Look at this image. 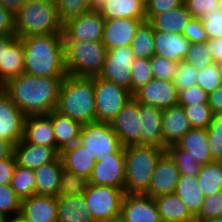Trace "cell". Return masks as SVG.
<instances>
[{"instance_id": "d4e9b609", "label": "cell", "mask_w": 222, "mask_h": 222, "mask_svg": "<svg viewBox=\"0 0 222 222\" xmlns=\"http://www.w3.org/2000/svg\"><path fill=\"white\" fill-rule=\"evenodd\" d=\"M53 125L55 136V150L59 153L64 148L73 146L79 142L82 124L69 116L63 115L56 110L47 114Z\"/></svg>"}, {"instance_id": "7bdbcfd3", "label": "cell", "mask_w": 222, "mask_h": 222, "mask_svg": "<svg viewBox=\"0 0 222 222\" xmlns=\"http://www.w3.org/2000/svg\"><path fill=\"white\" fill-rule=\"evenodd\" d=\"M183 61L191 64L197 70H202L214 62L210 50L208 49L207 42L191 43Z\"/></svg>"}, {"instance_id": "44dd1931", "label": "cell", "mask_w": 222, "mask_h": 222, "mask_svg": "<svg viewBox=\"0 0 222 222\" xmlns=\"http://www.w3.org/2000/svg\"><path fill=\"white\" fill-rule=\"evenodd\" d=\"M14 156L17 165L35 170L45 163L54 161L59 153L53 147L29 143L22 138L14 145Z\"/></svg>"}, {"instance_id": "ab89813d", "label": "cell", "mask_w": 222, "mask_h": 222, "mask_svg": "<svg viewBox=\"0 0 222 222\" xmlns=\"http://www.w3.org/2000/svg\"><path fill=\"white\" fill-rule=\"evenodd\" d=\"M21 200L10 184L0 185V213L6 218L19 217Z\"/></svg>"}, {"instance_id": "11a10c76", "label": "cell", "mask_w": 222, "mask_h": 222, "mask_svg": "<svg viewBox=\"0 0 222 222\" xmlns=\"http://www.w3.org/2000/svg\"><path fill=\"white\" fill-rule=\"evenodd\" d=\"M183 36L190 43H202L208 41L207 33L204 30L202 21L200 18H191L186 25Z\"/></svg>"}, {"instance_id": "6f0895ef", "label": "cell", "mask_w": 222, "mask_h": 222, "mask_svg": "<svg viewBox=\"0 0 222 222\" xmlns=\"http://www.w3.org/2000/svg\"><path fill=\"white\" fill-rule=\"evenodd\" d=\"M16 165L14 154L0 160V185L10 184Z\"/></svg>"}, {"instance_id": "6125c7cd", "label": "cell", "mask_w": 222, "mask_h": 222, "mask_svg": "<svg viewBox=\"0 0 222 222\" xmlns=\"http://www.w3.org/2000/svg\"><path fill=\"white\" fill-rule=\"evenodd\" d=\"M14 154V144L0 140V160L10 158Z\"/></svg>"}, {"instance_id": "d6986e66", "label": "cell", "mask_w": 222, "mask_h": 222, "mask_svg": "<svg viewBox=\"0 0 222 222\" xmlns=\"http://www.w3.org/2000/svg\"><path fill=\"white\" fill-rule=\"evenodd\" d=\"M57 198L34 194L21 200L19 217L24 222H57Z\"/></svg>"}, {"instance_id": "6da1fadb", "label": "cell", "mask_w": 222, "mask_h": 222, "mask_svg": "<svg viewBox=\"0 0 222 222\" xmlns=\"http://www.w3.org/2000/svg\"><path fill=\"white\" fill-rule=\"evenodd\" d=\"M62 81L23 73L8 80L2 89L25 116L47 115L56 110Z\"/></svg>"}, {"instance_id": "5bb4252c", "label": "cell", "mask_w": 222, "mask_h": 222, "mask_svg": "<svg viewBox=\"0 0 222 222\" xmlns=\"http://www.w3.org/2000/svg\"><path fill=\"white\" fill-rule=\"evenodd\" d=\"M25 115L14 104L9 95L0 90V140L14 145L24 136Z\"/></svg>"}, {"instance_id": "8fae6325", "label": "cell", "mask_w": 222, "mask_h": 222, "mask_svg": "<svg viewBox=\"0 0 222 222\" xmlns=\"http://www.w3.org/2000/svg\"><path fill=\"white\" fill-rule=\"evenodd\" d=\"M105 19L97 10L72 17L63 23L64 41H101Z\"/></svg>"}, {"instance_id": "7dc6e473", "label": "cell", "mask_w": 222, "mask_h": 222, "mask_svg": "<svg viewBox=\"0 0 222 222\" xmlns=\"http://www.w3.org/2000/svg\"><path fill=\"white\" fill-rule=\"evenodd\" d=\"M222 216V190L204 197V201L197 215L195 222L204 221Z\"/></svg>"}, {"instance_id": "4316f807", "label": "cell", "mask_w": 222, "mask_h": 222, "mask_svg": "<svg viewBox=\"0 0 222 222\" xmlns=\"http://www.w3.org/2000/svg\"><path fill=\"white\" fill-rule=\"evenodd\" d=\"M176 146L186 151L201 166L215 161L208 145V129L191 128Z\"/></svg>"}, {"instance_id": "30bf717a", "label": "cell", "mask_w": 222, "mask_h": 222, "mask_svg": "<svg viewBox=\"0 0 222 222\" xmlns=\"http://www.w3.org/2000/svg\"><path fill=\"white\" fill-rule=\"evenodd\" d=\"M135 56L131 46L107 51L100 78L114 82L131 92V67Z\"/></svg>"}, {"instance_id": "7c38bea8", "label": "cell", "mask_w": 222, "mask_h": 222, "mask_svg": "<svg viewBox=\"0 0 222 222\" xmlns=\"http://www.w3.org/2000/svg\"><path fill=\"white\" fill-rule=\"evenodd\" d=\"M89 182L95 185L113 186L124 191L125 155L123 146L112 155H106L101 160H96Z\"/></svg>"}, {"instance_id": "c3c4849f", "label": "cell", "mask_w": 222, "mask_h": 222, "mask_svg": "<svg viewBox=\"0 0 222 222\" xmlns=\"http://www.w3.org/2000/svg\"><path fill=\"white\" fill-rule=\"evenodd\" d=\"M199 70L195 69L191 64L184 61L178 62L177 71L173 77V85L177 91L188 89L197 85V77Z\"/></svg>"}, {"instance_id": "680465c9", "label": "cell", "mask_w": 222, "mask_h": 222, "mask_svg": "<svg viewBox=\"0 0 222 222\" xmlns=\"http://www.w3.org/2000/svg\"><path fill=\"white\" fill-rule=\"evenodd\" d=\"M208 105L213 115L222 114V85L208 94Z\"/></svg>"}, {"instance_id": "8992f818", "label": "cell", "mask_w": 222, "mask_h": 222, "mask_svg": "<svg viewBox=\"0 0 222 222\" xmlns=\"http://www.w3.org/2000/svg\"><path fill=\"white\" fill-rule=\"evenodd\" d=\"M107 50L102 41H64L65 69L78 77H95L103 69Z\"/></svg>"}, {"instance_id": "d6a6232c", "label": "cell", "mask_w": 222, "mask_h": 222, "mask_svg": "<svg viewBox=\"0 0 222 222\" xmlns=\"http://www.w3.org/2000/svg\"><path fill=\"white\" fill-rule=\"evenodd\" d=\"M23 73H25L23 45L21 39L15 37L6 49H3L2 85Z\"/></svg>"}, {"instance_id": "2644e50d", "label": "cell", "mask_w": 222, "mask_h": 222, "mask_svg": "<svg viewBox=\"0 0 222 222\" xmlns=\"http://www.w3.org/2000/svg\"><path fill=\"white\" fill-rule=\"evenodd\" d=\"M220 78H221V82H222V63H220Z\"/></svg>"}, {"instance_id": "f1b7e54d", "label": "cell", "mask_w": 222, "mask_h": 222, "mask_svg": "<svg viewBox=\"0 0 222 222\" xmlns=\"http://www.w3.org/2000/svg\"><path fill=\"white\" fill-rule=\"evenodd\" d=\"M105 20L146 19L145 0H108L97 10Z\"/></svg>"}, {"instance_id": "f907efd6", "label": "cell", "mask_w": 222, "mask_h": 222, "mask_svg": "<svg viewBox=\"0 0 222 222\" xmlns=\"http://www.w3.org/2000/svg\"><path fill=\"white\" fill-rule=\"evenodd\" d=\"M188 12L193 18H202L207 13L220 10L222 0H184Z\"/></svg>"}, {"instance_id": "816d5d0a", "label": "cell", "mask_w": 222, "mask_h": 222, "mask_svg": "<svg viewBox=\"0 0 222 222\" xmlns=\"http://www.w3.org/2000/svg\"><path fill=\"white\" fill-rule=\"evenodd\" d=\"M201 103H208V93L202 90L198 85L178 91L177 105L183 107L186 105H195Z\"/></svg>"}, {"instance_id": "ac0fdd59", "label": "cell", "mask_w": 222, "mask_h": 222, "mask_svg": "<svg viewBox=\"0 0 222 222\" xmlns=\"http://www.w3.org/2000/svg\"><path fill=\"white\" fill-rule=\"evenodd\" d=\"M146 19H110L105 20L102 43L106 50L130 46L140 24Z\"/></svg>"}, {"instance_id": "ba28073f", "label": "cell", "mask_w": 222, "mask_h": 222, "mask_svg": "<svg viewBox=\"0 0 222 222\" xmlns=\"http://www.w3.org/2000/svg\"><path fill=\"white\" fill-rule=\"evenodd\" d=\"M94 91L96 122L110 123L133 97L130 91L99 76L94 77Z\"/></svg>"}, {"instance_id": "8c879c8a", "label": "cell", "mask_w": 222, "mask_h": 222, "mask_svg": "<svg viewBox=\"0 0 222 222\" xmlns=\"http://www.w3.org/2000/svg\"><path fill=\"white\" fill-rule=\"evenodd\" d=\"M111 222H123V221H121L120 219H116V220H113Z\"/></svg>"}, {"instance_id": "8d00e7d4", "label": "cell", "mask_w": 222, "mask_h": 222, "mask_svg": "<svg viewBox=\"0 0 222 222\" xmlns=\"http://www.w3.org/2000/svg\"><path fill=\"white\" fill-rule=\"evenodd\" d=\"M10 185L20 200L35 194L34 170L16 165Z\"/></svg>"}, {"instance_id": "03108f58", "label": "cell", "mask_w": 222, "mask_h": 222, "mask_svg": "<svg viewBox=\"0 0 222 222\" xmlns=\"http://www.w3.org/2000/svg\"><path fill=\"white\" fill-rule=\"evenodd\" d=\"M200 222H222V216L221 217L207 219V220L200 221Z\"/></svg>"}, {"instance_id": "cb8c5ba5", "label": "cell", "mask_w": 222, "mask_h": 222, "mask_svg": "<svg viewBox=\"0 0 222 222\" xmlns=\"http://www.w3.org/2000/svg\"><path fill=\"white\" fill-rule=\"evenodd\" d=\"M190 45L191 43L183 34L162 31H155L154 33L155 55L177 63L184 60Z\"/></svg>"}, {"instance_id": "d590c367", "label": "cell", "mask_w": 222, "mask_h": 222, "mask_svg": "<svg viewBox=\"0 0 222 222\" xmlns=\"http://www.w3.org/2000/svg\"><path fill=\"white\" fill-rule=\"evenodd\" d=\"M154 33L149 21L140 24L130 45L135 57L150 59L155 55Z\"/></svg>"}, {"instance_id": "7402d4cb", "label": "cell", "mask_w": 222, "mask_h": 222, "mask_svg": "<svg viewBox=\"0 0 222 222\" xmlns=\"http://www.w3.org/2000/svg\"><path fill=\"white\" fill-rule=\"evenodd\" d=\"M191 129L182 106L175 105L163 109L162 142L164 150L176 143Z\"/></svg>"}, {"instance_id": "e0dca14e", "label": "cell", "mask_w": 222, "mask_h": 222, "mask_svg": "<svg viewBox=\"0 0 222 222\" xmlns=\"http://www.w3.org/2000/svg\"><path fill=\"white\" fill-rule=\"evenodd\" d=\"M180 172L174 159L165 151L156 163L151 182L145 195L155 198L175 193Z\"/></svg>"}, {"instance_id": "e7e4bbea", "label": "cell", "mask_w": 222, "mask_h": 222, "mask_svg": "<svg viewBox=\"0 0 222 222\" xmlns=\"http://www.w3.org/2000/svg\"><path fill=\"white\" fill-rule=\"evenodd\" d=\"M108 0H91L92 10H98L103 4L107 3Z\"/></svg>"}, {"instance_id": "003e7915", "label": "cell", "mask_w": 222, "mask_h": 222, "mask_svg": "<svg viewBox=\"0 0 222 222\" xmlns=\"http://www.w3.org/2000/svg\"><path fill=\"white\" fill-rule=\"evenodd\" d=\"M6 222H24L20 217L7 218Z\"/></svg>"}, {"instance_id": "7a4b0ae2", "label": "cell", "mask_w": 222, "mask_h": 222, "mask_svg": "<svg viewBox=\"0 0 222 222\" xmlns=\"http://www.w3.org/2000/svg\"><path fill=\"white\" fill-rule=\"evenodd\" d=\"M20 39L26 74L49 78H64L67 75L63 34L33 35Z\"/></svg>"}, {"instance_id": "f35d334b", "label": "cell", "mask_w": 222, "mask_h": 222, "mask_svg": "<svg viewBox=\"0 0 222 222\" xmlns=\"http://www.w3.org/2000/svg\"><path fill=\"white\" fill-rule=\"evenodd\" d=\"M191 128L207 129L213 113L208 103L183 106Z\"/></svg>"}, {"instance_id": "f546056e", "label": "cell", "mask_w": 222, "mask_h": 222, "mask_svg": "<svg viewBox=\"0 0 222 222\" xmlns=\"http://www.w3.org/2000/svg\"><path fill=\"white\" fill-rule=\"evenodd\" d=\"M154 200L161 222H195V217L175 193L157 196Z\"/></svg>"}, {"instance_id": "83f0119b", "label": "cell", "mask_w": 222, "mask_h": 222, "mask_svg": "<svg viewBox=\"0 0 222 222\" xmlns=\"http://www.w3.org/2000/svg\"><path fill=\"white\" fill-rule=\"evenodd\" d=\"M63 164L60 156L34 170L35 194L56 197L60 187Z\"/></svg>"}, {"instance_id": "db71d44e", "label": "cell", "mask_w": 222, "mask_h": 222, "mask_svg": "<svg viewBox=\"0 0 222 222\" xmlns=\"http://www.w3.org/2000/svg\"><path fill=\"white\" fill-rule=\"evenodd\" d=\"M184 0H145L146 20L149 21L154 15L170 11L183 4Z\"/></svg>"}, {"instance_id": "91938a15", "label": "cell", "mask_w": 222, "mask_h": 222, "mask_svg": "<svg viewBox=\"0 0 222 222\" xmlns=\"http://www.w3.org/2000/svg\"><path fill=\"white\" fill-rule=\"evenodd\" d=\"M208 49L216 63H222V38L210 39L207 41Z\"/></svg>"}, {"instance_id": "ee69618b", "label": "cell", "mask_w": 222, "mask_h": 222, "mask_svg": "<svg viewBox=\"0 0 222 222\" xmlns=\"http://www.w3.org/2000/svg\"><path fill=\"white\" fill-rule=\"evenodd\" d=\"M208 129V145L215 161L222 159V114L213 115Z\"/></svg>"}, {"instance_id": "ffe728a7", "label": "cell", "mask_w": 222, "mask_h": 222, "mask_svg": "<svg viewBox=\"0 0 222 222\" xmlns=\"http://www.w3.org/2000/svg\"><path fill=\"white\" fill-rule=\"evenodd\" d=\"M163 110L151 105L139 103L140 145L164 149L162 142Z\"/></svg>"}, {"instance_id": "f5cc1de1", "label": "cell", "mask_w": 222, "mask_h": 222, "mask_svg": "<svg viewBox=\"0 0 222 222\" xmlns=\"http://www.w3.org/2000/svg\"><path fill=\"white\" fill-rule=\"evenodd\" d=\"M208 40L222 38V11L217 10L207 13L201 18Z\"/></svg>"}, {"instance_id": "1f68e13d", "label": "cell", "mask_w": 222, "mask_h": 222, "mask_svg": "<svg viewBox=\"0 0 222 222\" xmlns=\"http://www.w3.org/2000/svg\"><path fill=\"white\" fill-rule=\"evenodd\" d=\"M57 222H95L83 195L57 199Z\"/></svg>"}, {"instance_id": "603a6c76", "label": "cell", "mask_w": 222, "mask_h": 222, "mask_svg": "<svg viewBox=\"0 0 222 222\" xmlns=\"http://www.w3.org/2000/svg\"><path fill=\"white\" fill-rule=\"evenodd\" d=\"M63 168L85 178L90 177L95 166V154L76 142L59 152Z\"/></svg>"}, {"instance_id": "5b68a950", "label": "cell", "mask_w": 222, "mask_h": 222, "mask_svg": "<svg viewBox=\"0 0 222 222\" xmlns=\"http://www.w3.org/2000/svg\"><path fill=\"white\" fill-rule=\"evenodd\" d=\"M165 151L162 148L146 145H129L124 147V193H147L156 163Z\"/></svg>"}, {"instance_id": "4dcf8cb0", "label": "cell", "mask_w": 222, "mask_h": 222, "mask_svg": "<svg viewBox=\"0 0 222 222\" xmlns=\"http://www.w3.org/2000/svg\"><path fill=\"white\" fill-rule=\"evenodd\" d=\"M191 18L192 16L183 3L170 11L154 15L149 22L152 24L154 31L183 34Z\"/></svg>"}, {"instance_id": "e575fe53", "label": "cell", "mask_w": 222, "mask_h": 222, "mask_svg": "<svg viewBox=\"0 0 222 222\" xmlns=\"http://www.w3.org/2000/svg\"><path fill=\"white\" fill-rule=\"evenodd\" d=\"M198 185L204 197L222 190V164L213 161L202 165L197 175Z\"/></svg>"}, {"instance_id": "9a60e30c", "label": "cell", "mask_w": 222, "mask_h": 222, "mask_svg": "<svg viewBox=\"0 0 222 222\" xmlns=\"http://www.w3.org/2000/svg\"><path fill=\"white\" fill-rule=\"evenodd\" d=\"M119 219L123 222H161L154 198L124 193Z\"/></svg>"}, {"instance_id": "2e32d148", "label": "cell", "mask_w": 222, "mask_h": 222, "mask_svg": "<svg viewBox=\"0 0 222 222\" xmlns=\"http://www.w3.org/2000/svg\"><path fill=\"white\" fill-rule=\"evenodd\" d=\"M132 95L139 103L162 110L175 106L178 102V91L173 82L156 78L141 86Z\"/></svg>"}, {"instance_id": "277c9868", "label": "cell", "mask_w": 222, "mask_h": 222, "mask_svg": "<svg viewBox=\"0 0 222 222\" xmlns=\"http://www.w3.org/2000/svg\"><path fill=\"white\" fill-rule=\"evenodd\" d=\"M14 16L17 38L63 34V22L60 20L57 5L27 0L14 12Z\"/></svg>"}, {"instance_id": "836d02e7", "label": "cell", "mask_w": 222, "mask_h": 222, "mask_svg": "<svg viewBox=\"0 0 222 222\" xmlns=\"http://www.w3.org/2000/svg\"><path fill=\"white\" fill-rule=\"evenodd\" d=\"M175 194L187 206L190 213L195 217L204 201V196L198 185L197 175H180Z\"/></svg>"}, {"instance_id": "bcb514c9", "label": "cell", "mask_w": 222, "mask_h": 222, "mask_svg": "<svg viewBox=\"0 0 222 222\" xmlns=\"http://www.w3.org/2000/svg\"><path fill=\"white\" fill-rule=\"evenodd\" d=\"M57 8L60 20L63 23L72 17L92 10L91 0H59Z\"/></svg>"}, {"instance_id": "74e56055", "label": "cell", "mask_w": 222, "mask_h": 222, "mask_svg": "<svg viewBox=\"0 0 222 222\" xmlns=\"http://www.w3.org/2000/svg\"><path fill=\"white\" fill-rule=\"evenodd\" d=\"M89 184L88 178L79 176L63 168L56 198L62 199L70 196L83 195L88 189Z\"/></svg>"}, {"instance_id": "60d3db41", "label": "cell", "mask_w": 222, "mask_h": 222, "mask_svg": "<svg viewBox=\"0 0 222 222\" xmlns=\"http://www.w3.org/2000/svg\"><path fill=\"white\" fill-rule=\"evenodd\" d=\"M166 151L174 159L180 175H198L201 165L195 161L189 154L178 148L176 145L169 146Z\"/></svg>"}, {"instance_id": "9f6ffc18", "label": "cell", "mask_w": 222, "mask_h": 222, "mask_svg": "<svg viewBox=\"0 0 222 222\" xmlns=\"http://www.w3.org/2000/svg\"><path fill=\"white\" fill-rule=\"evenodd\" d=\"M0 34L15 35L14 11L0 4Z\"/></svg>"}, {"instance_id": "4fadbf2b", "label": "cell", "mask_w": 222, "mask_h": 222, "mask_svg": "<svg viewBox=\"0 0 222 222\" xmlns=\"http://www.w3.org/2000/svg\"><path fill=\"white\" fill-rule=\"evenodd\" d=\"M123 147L140 145L139 102L132 97L110 122Z\"/></svg>"}, {"instance_id": "a7ac6f4b", "label": "cell", "mask_w": 222, "mask_h": 222, "mask_svg": "<svg viewBox=\"0 0 222 222\" xmlns=\"http://www.w3.org/2000/svg\"><path fill=\"white\" fill-rule=\"evenodd\" d=\"M37 1L57 5L59 0H37Z\"/></svg>"}, {"instance_id": "681fc988", "label": "cell", "mask_w": 222, "mask_h": 222, "mask_svg": "<svg viewBox=\"0 0 222 222\" xmlns=\"http://www.w3.org/2000/svg\"><path fill=\"white\" fill-rule=\"evenodd\" d=\"M151 68L153 70V76L156 79L164 81H172L177 71L178 63L159 55H154L149 59Z\"/></svg>"}, {"instance_id": "9c48e42d", "label": "cell", "mask_w": 222, "mask_h": 222, "mask_svg": "<svg viewBox=\"0 0 222 222\" xmlns=\"http://www.w3.org/2000/svg\"><path fill=\"white\" fill-rule=\"evenodd\" d=\"M79 143L95 154L96 160L112 155L122 144L110 123L92 122L82 126Z\"/></svg>"}, {"instance_id": "f6af8a7d", "label": "cell", "mask_w": 222, "mask_h": 222, "mask_svg": "<svg viewBox=\"0 0 222 222\" xmlns=\"http://www.w3.org/2000/svg\"><path fill=\"white\" fill-rule=\"evenodd\" d=\"M197 85L208 94L220 87L222 85L220 78V64L213 62L204 69L199 70Z\"/></svg>"}, {"instance_id": "94428289", "label": "cell", "mask_w": 222, "mask_h": 222, "mask_svg": "<svg viewBox=\"0 0 222 222\" xmlns=\"http://www.w3.org/2000/svg\"><path fill=\"white\" fill-rule=\"evenodd\" d=\"M15 35H3L0 34V83L2 85V57L3 49H6L8 44L15 38Z\"/></svg>"}, {"instance_id": "3957f363", "label": "cell", "mask_w": 222, "mask_h": 222, "mask_svg": "<svg viewBox=\"0 0 222 222\" xmlns=\"http://www.w3.org/2000/svg\"><path fill=\"white\" fill-rule=\"evenodd\" d=\"M94 77L67 74L61 83L56 111L82 125L96 122Z\"/></svg>"}, {"instance_id": "52a82bcc", "label": "cell", "mask_w": 222, "mask_h": 222, "mask_svg": "<svg viewBox=\"0 0 222 222\" xmlns=\"http://www.w3.org/2000/svg\"><path fill=\"white\" fill-rule=\"evenodd\" d=\"M124 191L107 185L89 184L83 194L87 210L95 222H111L119 219Z\"/></svg>"}, {"instance_id": "89a4df30", "label": "cell", "mask_w": 222, "mask_h": 222, "mask_svg": "<svg viewBox=\"0 0 222 222\" xmlns=\"http://www.w3.org/2000/svg\"><path fill=\"white\" fill-rule=\"evenodd\" d=\"M6 217H4L1 213H0V222H6Z\"/></svg>"}, {"instance_id": "484cf974", "label": "cell", "mask_w": 222, "mask_h": 222, "mask_svg": "<svg viewBox=\"0 0 222 222\" xmlns=\"http://www.w3.org/2000/svg\"><path fill=\"white\" fill-rule=\"evenodd\" d=\"M23 138L29 143L55 149L54 129L50 117L48 115L26 116Z\"/></svg>"}, {"instance_id": "be15d7a7", "label": "cell", "mask_w": 222, "mask_h": 222, "mask_svg": "<svg viewBox=\"0 0 222 222\" xmlns=\"http://www.w3.org/2000/svg\"><path fill=\"white\" fill-rule=\"evenodd\" d=\"M27 0H0V4L10 8L14 12L20 8Z\"/></svg>"}, {"instance_id": "b9f144b4", "label": "cell", "mask_w": 222, "mask_h": 222, "mask_svg": "<svg viewBox=\"0 0 222 222\" xmlns=\"http://www.w3.org/2000/svg\"><path fill=\"white\" fill-rule=\"evenodd\" d=\"M154 79L149 59L135 57L131 67V93Z\"/></svg>"}]
</instances>
